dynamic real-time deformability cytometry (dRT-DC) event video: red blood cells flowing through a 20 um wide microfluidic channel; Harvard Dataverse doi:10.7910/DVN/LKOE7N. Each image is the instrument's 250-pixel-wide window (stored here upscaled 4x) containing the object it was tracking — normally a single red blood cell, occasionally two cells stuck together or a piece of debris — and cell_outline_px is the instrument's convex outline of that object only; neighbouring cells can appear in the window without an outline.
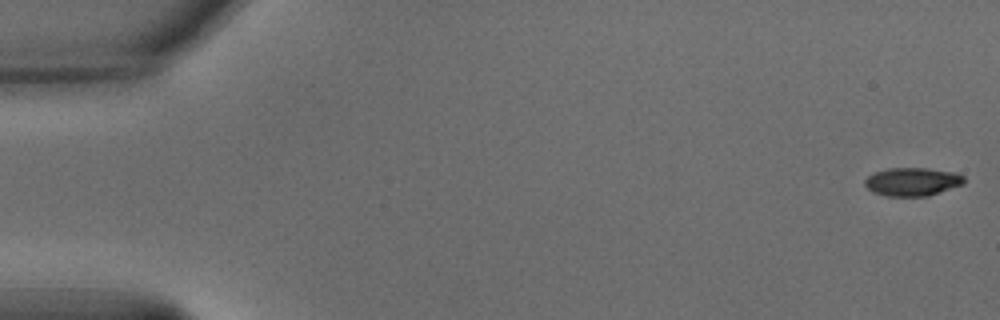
{"species": "common noctule bat (a hibernating species)", "species_latin": "Nyctalus noctula", "temperature_condition": "warm", "stored_images_in_passage": 56, "camera_frame_rate_fps": 3000, "um_per_image_px": 0.085, "animal": {"sex": "male", "body_mass_g": 15.6}, "frame": {"image": 1, "passage_image": 1, "time_ms": 0.0, "image_size_px": [1000, 320], "cell_outline_px": [[964, 184], [928, 196], [888, 196], [872, 192], [864, 184], [864, 180], [868, 176], [876, 172], [888, 168], [928, 168], [956, 172], [964, 176]], "centroid_in_image_um": [77.57, 15.44], "position_along_channel_um": 7.4, "area_um2": 16.42}}
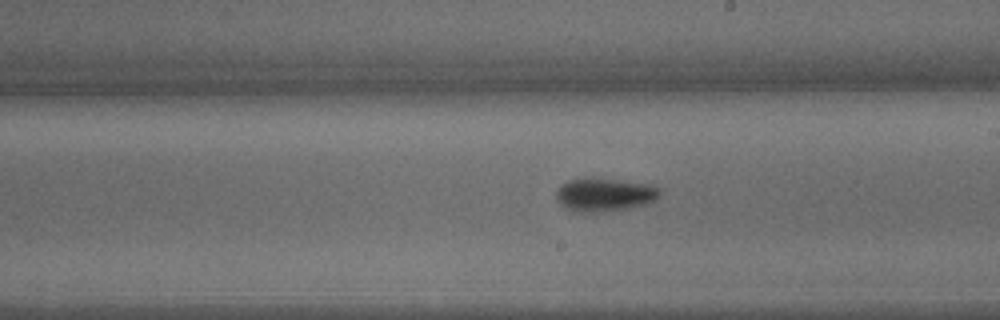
{"frame": {"image": 2, "passage_image": 32, "time_ms": 10.333, "image_size_px": [1000, 320], "cell_outline_px": [[660, 196], [644, 204], [628, 208], [604, 212], [576, 212], [560, 204], [556, 200], [556, 188], [560, 184], [568, 180], [584, 176], [596, 176], [648, 184], [660, 188]], "centroid_in_image_um": [51.31, 16.51], "position_along_channel_um": 237.7, "area_um2": 20.63}}
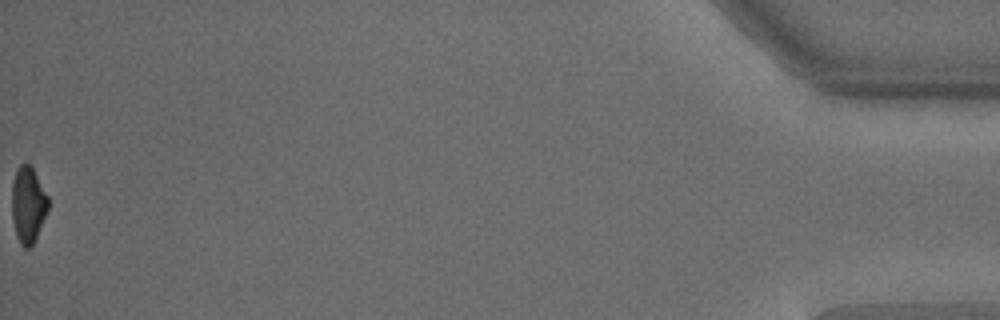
{"frame": {"image": 3, "passage_image": 56, "time_ms": 18.333, "image_size_px": [1000, 320], "cell_outline_px": [[48, 212], [32, 244], [28, 248], [24, 248], [20, 244], [16, 236], [12, 220], [12, 180], [16, 168], [24, 160], [32, 168], [48, 196]], "centroid_in_image_um": [2.36, 17.38], "position_along_channel_um": 432.8, "area_um2": 16.24}, "authors_computed_cell_mechanics": {"area_um2": 17.6001, "velocity_mm_per_s": 3.6672, "shape_relaxation_time_tau1_ms": 3.095, "shape_relaxation_time_tau2_ms": 2.2676, "deformation_change_tau1": 0.1541, "deformation_change_tau2": 0.0643}}